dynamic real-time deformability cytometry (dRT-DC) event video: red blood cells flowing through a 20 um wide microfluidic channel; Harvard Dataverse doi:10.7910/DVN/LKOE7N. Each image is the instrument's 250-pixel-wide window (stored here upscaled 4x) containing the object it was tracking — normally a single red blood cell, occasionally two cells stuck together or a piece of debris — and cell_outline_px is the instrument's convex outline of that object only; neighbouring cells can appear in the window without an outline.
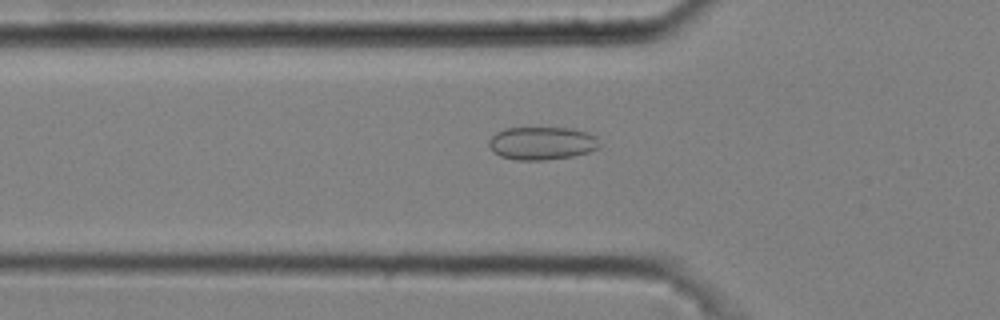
{"species": "common noctule bat (a hibernating species)", "species_latin": "Nyctalus noctula", "temperature_condition": "cold", "stored_images_in_passage": 50, "camera_frame_rate_fps": 3000, "um_per_image_px": 0.085, "animal": {"sex": "male", "body_mass_g": 20.4}, "frame": {"image": 1, "passage_image": 18, "time_ms": 5.667, "image_size_px": [1000, 320], "cell_outline_px": [[600, 148], [588, 152], [572, 156], [544, 160], [516, 160], [500, 156], [492, 152], [488, 144], [488, 140], [496, 132], [504, 128], [576, 128], [588, 132], [596, 136], [600, 144]], "centroid_in_image_um": [46.06, 12.17], "position_along_channel_um": 79.7, "area_um2": 21.56}}
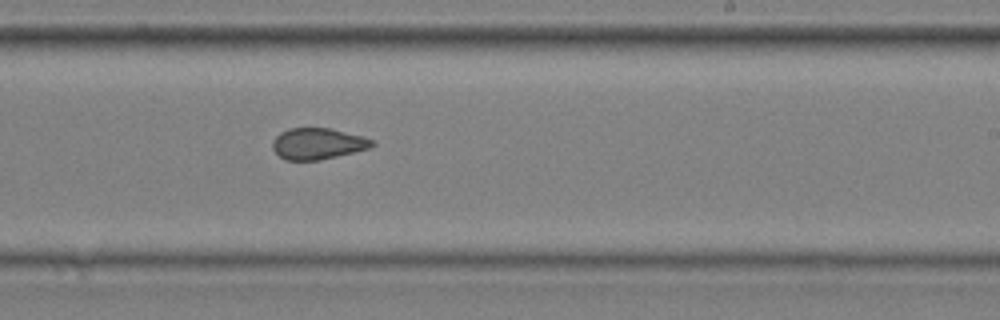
{"frame": {"image": 2, "passage_image": 33, "time_ms": 10.667, "image_size_px": [1000, 320], "cell_outline_px": [[376, 144], [368, 148], [320, 160], [284, 160], [272, 148], [272, 140], [280, 132], [288, 128], [332, 128], [364, 136], [376, 140]], "centroid_in_image_um": [27.02, 12.2], "position_along_channel_um": 262.0, "area_um2": 18.26}}
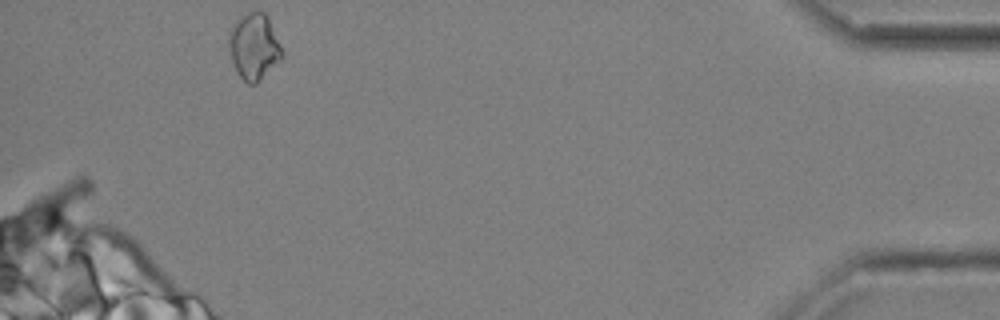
{"frame": {"image": 3, "passage_image": 50, "time_ms": 16.333, "image_size_px": [1000, 320], "cell_outline_px": [[284, 56], [256, 84], [248, 84], [236, 72], [232, 64], [228, 44], [228, 32], [232, 24], [236, 20], [248, 12], [264, 12], [268, 16], [284, 52]], "centroid_in_image_um": [21.58, 3.96], "position_along_channel_um": 413.6, "area_um2": 20.75}, "authors_computed_cell_mechanics": {"area_um2": 19.2474, "velocity_mm_per_s": 3.6421, "shape_relaxation_time_tau1_ms": null, "shape_relaxation_time_tau2_ms": 2.0863, "deformation_change_tau1": null, "deformation_change_tau2": 0.0776}}